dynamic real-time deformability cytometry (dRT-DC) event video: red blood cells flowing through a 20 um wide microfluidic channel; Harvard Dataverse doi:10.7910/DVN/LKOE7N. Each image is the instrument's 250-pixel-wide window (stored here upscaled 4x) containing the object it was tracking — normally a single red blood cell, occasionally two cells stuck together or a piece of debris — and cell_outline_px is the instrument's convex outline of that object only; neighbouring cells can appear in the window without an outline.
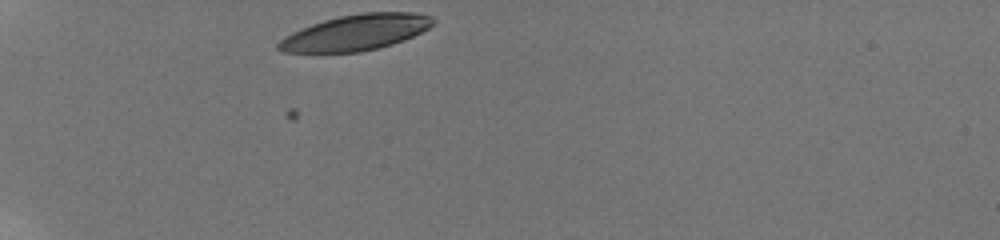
{"species": "human", "species_latin": "Homo sapiens", "temperature_condition": "room temperature", "stored_images_in_passage": 33, "camera_frame_rate_fps": 3000, "um_per_image_px": 0.085, "donor": {"sex": "male"}, "frame": {"image": 1, "passage_image": 1, "time_ms": 0.0, "image_size_px": [1000, 240], "cell_outline_px": [[436, 20], [428, 28], [404, 40], [392, 44], [360, 52], [284, 52], [276, 48], [276, 44], [284, 36], [300, 28], [324, 20], [340, 16], [360, 12], [416, 12], [432, 16]], "centroid_in_image_um": [30.24, 2.75], "position_along_channel_um": 54.8, "area_um2": 32.19}}
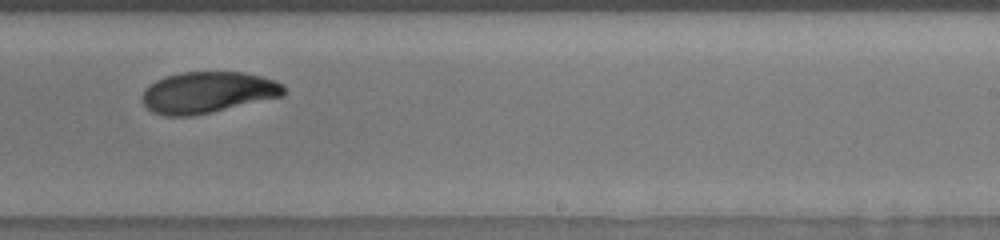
{"frame": {"image": 2, "passage_image": 21, "time_ms": 6.667, "image_size_px": [1000, 240], "cell_outline_px": [[288, 92], [284, 96], [212, 112], [192, 116], [164, 116], [152, 112], [140, 100], [144, 88], [156, 80], [164, 76], [180, 72], [244, 72], [260, 76], [272, 80], [280, 84]], "centroid_in_image_um": [17.62, 7.86], "position_along_channel_um": 271.4, "area_um2": 34.33}}
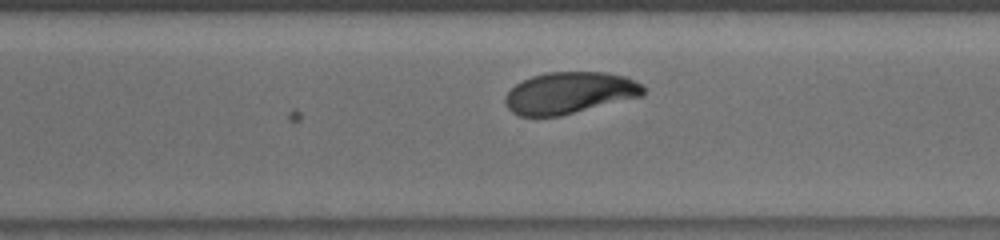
{"frame": {"image": 3, "passage_image": 25, "time_ms": 8.0, "image_size_px": [1000, 240], "cell_outline_px": [[644, 96], [560, 116], [520, 116], [512, 112], [508, 108], [504, 100], [504, 96], [516, 84], [532, 76], [548, 72], [604, 72], [628, 76], [644, 84]], "centroid_in_image_um": [48.46, 7.89], "position_along_channel_um": 322.1, "area_um2": 33.81}, "authors_computed_cell_mechanics": {"area_um2": 34.3332, "velocity_mm_per_s": 3.8099, "shape_relaxation_time_tau1_ms": 3.9636, "shape_relaxation_time_tau2_ms": 1.9219, "deformation_change_tau1": 0.1538, "deformation_change_tau2": 0.0595}}